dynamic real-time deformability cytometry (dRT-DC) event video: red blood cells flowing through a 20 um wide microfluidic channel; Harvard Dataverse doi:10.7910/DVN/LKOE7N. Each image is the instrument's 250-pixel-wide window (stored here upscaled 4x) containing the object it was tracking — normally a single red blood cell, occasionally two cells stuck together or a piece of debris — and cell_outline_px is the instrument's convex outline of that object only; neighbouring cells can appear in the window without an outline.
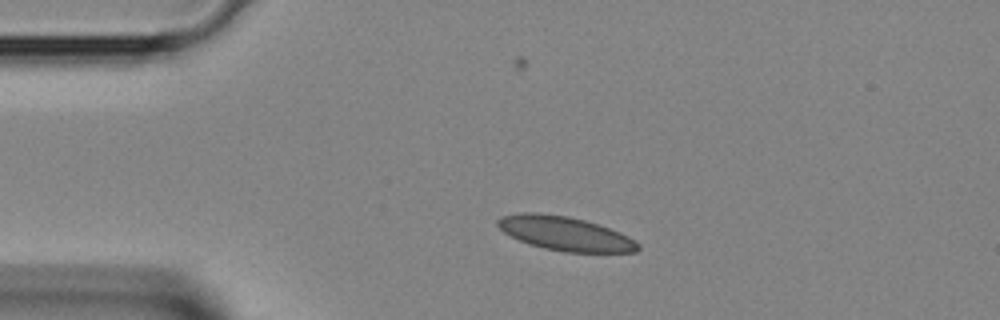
{"species": "Egyptian fruit bat (a non-hibernating species)", "species_latin": "Rousettus aegyptiacus", "temperature_condition": "room temperature", "stored_images_in_passage": 2, "camera_frame_rate_fps": 3000, "um_per_image_px": 0.085, "animal": {"sex": "female"}, "frame": {"image": 1, "passage_image": 1, "time_ms": 0.0, "image_size_px": [1000, 320], "cell_outline_px": [[640, 248], [636, 252], [564, 252], [544, 248], [528, 244], [504, 232], [496, 224], [496, 220], [500, 216], [520, 212], [536, 212], [568, 216], [584, 220], [620, 232], [636, 240], [640, 244]], "centroid_in_image_um": [48.02, 19.85], "position_along_channel_um": 37.0, "area_um2": 27.86}}
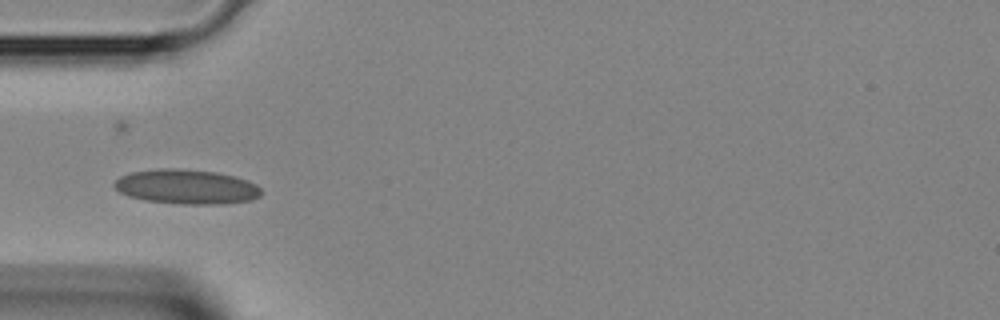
{"frame": {"image": 2, "passage_image": 2, "time_ms": 0.333, "image_size_px": [1000, 320], "cell_outline_px": [[264, 192], [260, 196], [252, 200], [224, 204], [180, 204], [144, 200], [128, 196], [120, 192], [112, 184], [120, 176], [132, 172], [156, 168], [176, 168], [216, 172], [248, 180], [256, 184]], "centroid_in_image_um": [15.86, 15.88], "position_along_channel_um": 69.1, "area_um2": 29.82}}